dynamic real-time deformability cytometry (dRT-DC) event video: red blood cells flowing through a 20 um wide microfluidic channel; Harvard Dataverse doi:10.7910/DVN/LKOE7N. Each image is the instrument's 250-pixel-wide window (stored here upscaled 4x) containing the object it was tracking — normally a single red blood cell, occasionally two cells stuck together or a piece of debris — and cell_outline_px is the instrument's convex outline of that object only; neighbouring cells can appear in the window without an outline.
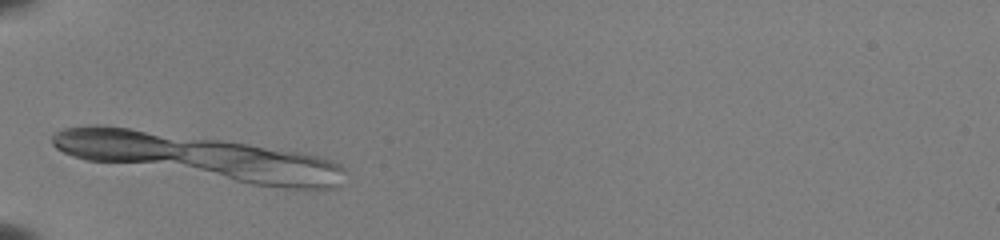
{"species": "common noctule bat (a hibernating species)", "species_latin": "Nyctalus noctula", "temperature_condition": "room temperature", "stored_images_in_passage": 9, "camera_frame_rate_fps": 3000, "um_per_image_px": 0.085, "animal": {"sex": "female", "body_mass_g": 22.0, "forearm_length_mm": 56.7}, "frame": {"image": 1, "passage_image": 1, "time_ms": 0.0, "image_size_px": [1000, 240], "cell_outline_px": [[172, 156], [136, 160], [104, 160], [100, 156], [104, 128], [112, 128], [136, 132], [160, 140]], "centroid_in_image_um": [11.1, 12.41], "position_along_channel_um": 73.9, "area_um2": 12.2}}